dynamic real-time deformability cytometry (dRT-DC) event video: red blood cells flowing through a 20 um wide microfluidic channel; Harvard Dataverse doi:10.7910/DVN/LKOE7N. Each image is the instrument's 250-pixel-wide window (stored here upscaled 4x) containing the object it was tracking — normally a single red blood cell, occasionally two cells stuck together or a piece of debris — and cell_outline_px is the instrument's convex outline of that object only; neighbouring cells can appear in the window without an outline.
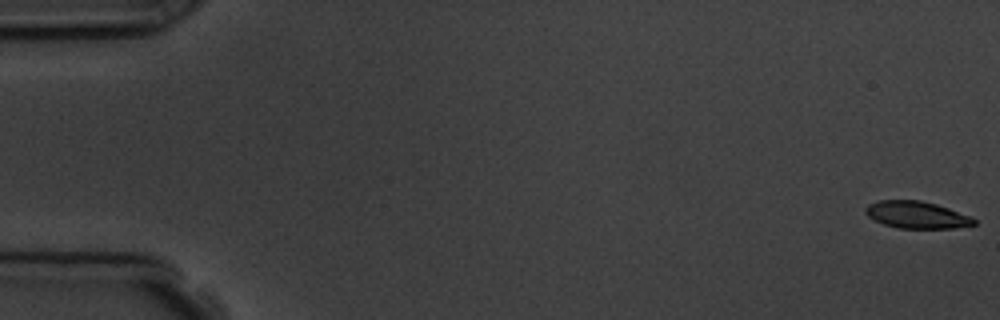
{"species": "common noctule bat (a hibernating species)", "species_latin": "Nyctalus noctula", "temperature_condition": "room temperature", "stored_images_in_passage": 4, "camera_frame_rate_fps": 3000, "um_per_image_px": 0.085, "animal": {"sex": "male", "body_mass_g": 19.5, "forearm_length_mm": 54.6}, "frame": {"image": 1, "passage_image": 1, "time_ms": 0.0, "image_size_px": [1000, 320], "cell_outline_px": [[976, 224], [952, 228], [896, 228], [884, 224], [868, 216], [864, 212], [864, 208], [868, 204], [880, 200], [920, 200], [936, 204], [972, 216], [976, 220]], "centroid_in_image_um": [77.91, 18.26], "position_along_channel_um": 7.1, "area_um2": 17.11}}
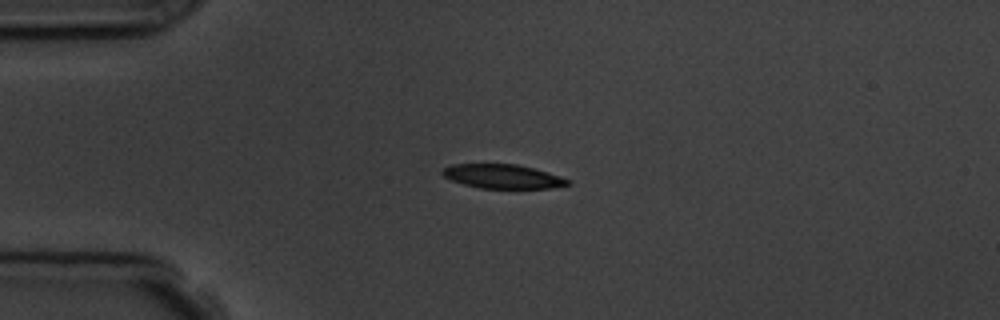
{"frame": {"image": 2, "passage_image": 4, "time_ms": 4.333, "image_size_px": [1000, 320], "cell_outline_px": [[572, 184], [552, 188], [480, 188], [464, 184], [452, 180], [444, 176], [440, 172], [444, 168], [452, 164], [516, 164], [532, 168], [560, 176], [568, 180]], "centroid_in_image_um": [42.72, 14.99], "position_along_channel_um": 42.3, "area_um2": 17.4}}